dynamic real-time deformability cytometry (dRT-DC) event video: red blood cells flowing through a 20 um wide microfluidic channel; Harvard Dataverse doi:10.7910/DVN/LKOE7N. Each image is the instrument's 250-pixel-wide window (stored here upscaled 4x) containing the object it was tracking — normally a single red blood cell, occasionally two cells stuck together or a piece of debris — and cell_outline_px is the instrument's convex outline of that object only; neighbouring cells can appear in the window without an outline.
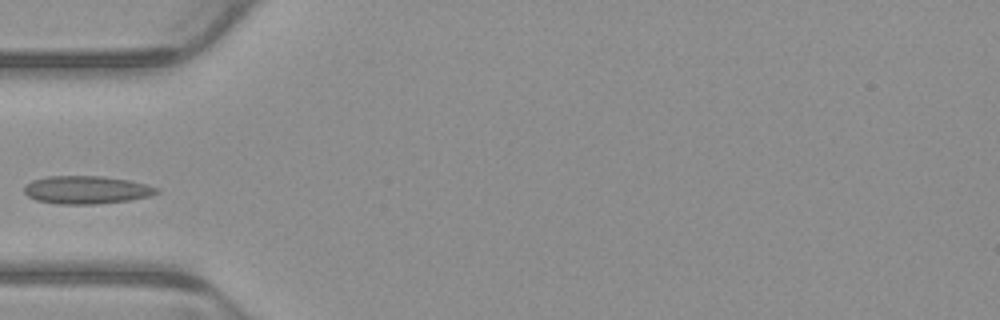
{"species": "common noctule bat (a hibernating species)", "species_latin": "Nyctalus noctula", "temperature_condition": "warm", "stored_images_in_passage": 4, "camera_frame_rate_fps": 3000, "um_per_image_px": 0.085, "animal": {"sex": "male", "body_mass_g": 23.1, "forearm_length_mm": 52.7}, "frame": {"image": 1, "passage_image": 4, "time_ms": 1.0, "image_size_px": [1000, 320], "cell_outline_px": [[160, 192], [148, 196], [128, 200], [96, 204], [60, 204], [36, 200], [28, 196], [24, 192], [24, 188], [32, 180], [48, 176], [100, 176], [128, 180], [148, 184], [160, 188]], "centroid_in_image_um": [7.37, 16.13], "position_along_channel_um": 77.6, "area_um2": 21.5}}